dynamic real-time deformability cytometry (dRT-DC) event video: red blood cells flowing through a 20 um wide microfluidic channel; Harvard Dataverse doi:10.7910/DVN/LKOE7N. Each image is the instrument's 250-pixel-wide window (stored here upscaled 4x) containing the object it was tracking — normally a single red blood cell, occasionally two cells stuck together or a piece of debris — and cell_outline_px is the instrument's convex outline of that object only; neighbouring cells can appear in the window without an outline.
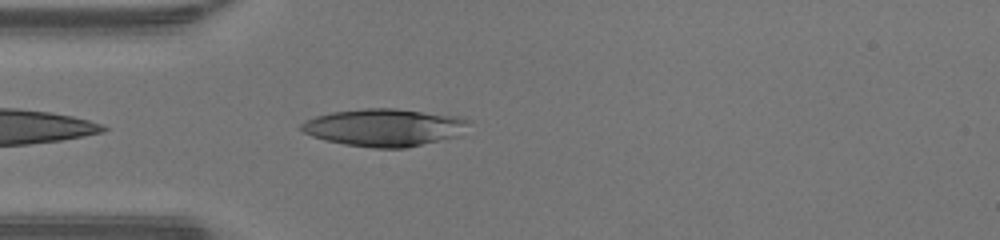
{"species": "human", "species_latin": "Homo sapiens", "temperature_condition": "warm", "stored_images_in_passage": 36, "camera_frame_rate_fps": 3000, "um_per_image_px": 0.085, "donor": {"sex": "male"}, "frame": {"image": 1, "passage_image": 2, "time_ms": 0.333, "image_size_px": [1000, 240], "cell_outline_px": [[472, 120], [456, 136], [404, 148], [372, 148], [344, 144], [324, 140], [312, 136], [304, 132], [300, 128], [300, 124], [304, 120], [316, 116], [332, 112], [364, 108], [396, 108], [460, 116]], "centroid_in_image_um": [32.63, 10.82], "position_along_channel_um": 52.4, "area_um2": 36.53}}
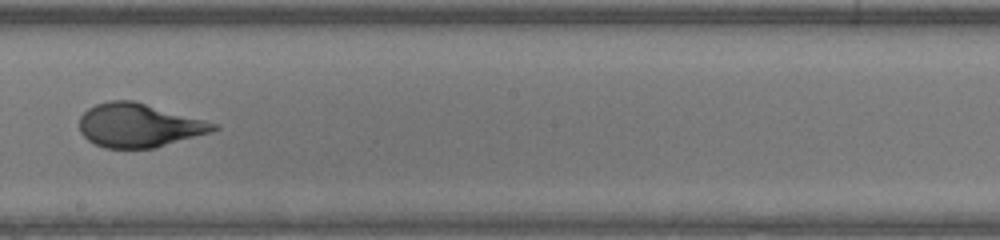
{"frame": {"image": 2, "passage_image": 15, "time_ms": 4.667, "image_size_px": [1000, 240], "cell_outline_px": [[220, 128], [212, 132], [156, 148], [104, 148], [88, 140], [80, 132], [80, 116], [88, 108], [96, 104], [108, 100], [132, 100], [220, 124]], "centroid_in_image_um": [11.83, 10.66], "position_along_channel_um": 236.4, "area_um2": 34.28}}
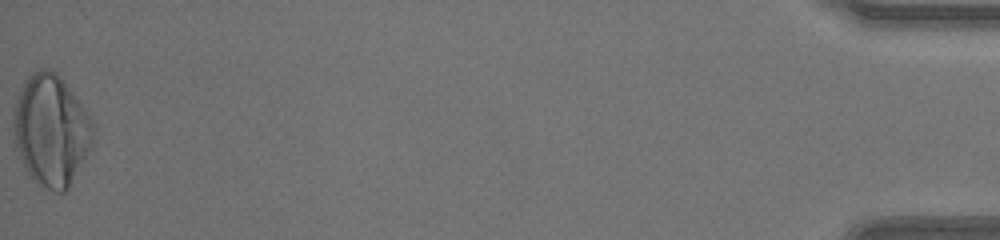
{"frame": {"image": 3, "passage_image": 36, "time_ms": 11.667, "image_size_px": [1000, 240], "cell_outline_px": [[92, 148], [68, 188], [64, 192], [56, 192], [40, 184], [28, 172], [20, 156], [16, 144], [16, 100], [28, 76], [32, 72], [40, 68], [48, 68], [56, 72], [60, 76], [80, 104], [88, 116], [92, 124]], "centroid_in_image_um": [4.38, 11.07], "position_along_channel_um": 430.8, "area_um2": 49.94}, "authors_computed_cell_mechanics": {"area_um2": 35.7204, "velocity_mm_per_s": 4.3658, "shape_relaxation_time_tau1_ms": 6.0504, "shape_relaxation_time_tau2_ms": null, "deformation_change_tau1": 0.2912, "deformation_change_tau2": null}}